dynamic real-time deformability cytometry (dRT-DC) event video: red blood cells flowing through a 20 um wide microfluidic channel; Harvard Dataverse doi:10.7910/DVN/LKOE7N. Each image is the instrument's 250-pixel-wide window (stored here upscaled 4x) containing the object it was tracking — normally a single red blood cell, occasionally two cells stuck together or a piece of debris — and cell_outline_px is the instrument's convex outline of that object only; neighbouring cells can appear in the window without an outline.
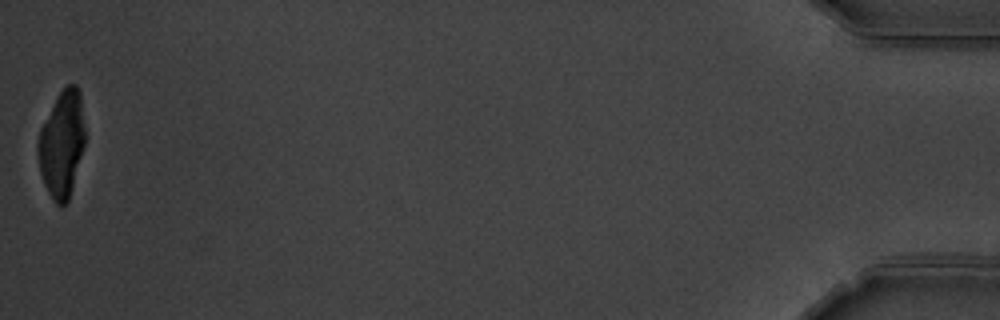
{"species": "common noctule bat (a hibernating species)", "species_latin": "Nyctalus noctula", "temperature_condition": "warm", "stored_images_in_passage": 55, "camera_frame_rate_fps": 3000, "um_per_image_px": 0.085, "animal": {"sex": "male", "body_mass_g": 19.5, "forearm_length_mm": 54.6}, "frame": {"image": 1, "passage_image": 55, "time_ms": 18.0, "image_size_px": [1000, 320], "cell_outline_px": [[84, 144], [68, 200], [64, 204], [56, 204], [52, 200], [44, 184], [40, 172], [36, 148], [36, 144], [40, 128], [56, 96], [68, 84], [76, 84], [80, 92], [84, 124]], "centroid_in_image_um": [5.22, 12.21], "position_along_channel_um": 430.0, "area_um2": 29.02}}